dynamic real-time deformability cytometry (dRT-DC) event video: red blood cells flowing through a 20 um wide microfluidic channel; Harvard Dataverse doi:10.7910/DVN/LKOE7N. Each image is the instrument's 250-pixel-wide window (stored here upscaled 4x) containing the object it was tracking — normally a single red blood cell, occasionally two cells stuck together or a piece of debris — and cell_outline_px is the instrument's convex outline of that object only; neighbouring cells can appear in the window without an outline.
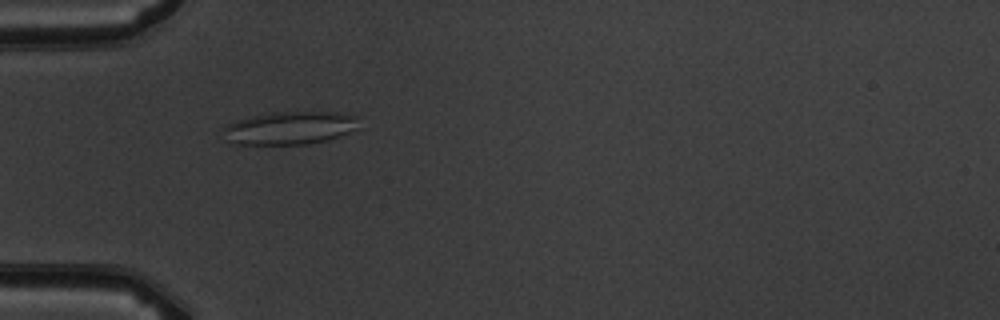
{"species": "common noctule bat (a hibernating species)", "species_latin": "Nyctalus noctula", "temperature_condition": "warm", "stored_images_in_passage": 4, "camera_frame_rate_fps": 3000, "um_per_image_px": 0.085, "animal": {"sex": "male", "body_mass_g": 19.5, "forearm_length_mm": 54.6}, "frame": {"image": 1, "passage_image": 3, "time_ms": 2.333, "image_size_px": [1000, 320], "cell_outline_px": [[360, 116], [356, 128], [340, 136], [328, 140], [308, 144], [232, 144], [228, 140], [224, 128], [228, 124], [236, 120], [268, 112], [336, 112]], "centroid_in_image_um": [24.67, 10.87], "position_along_channel_um": 60.3, "area_um2": 26.01}}
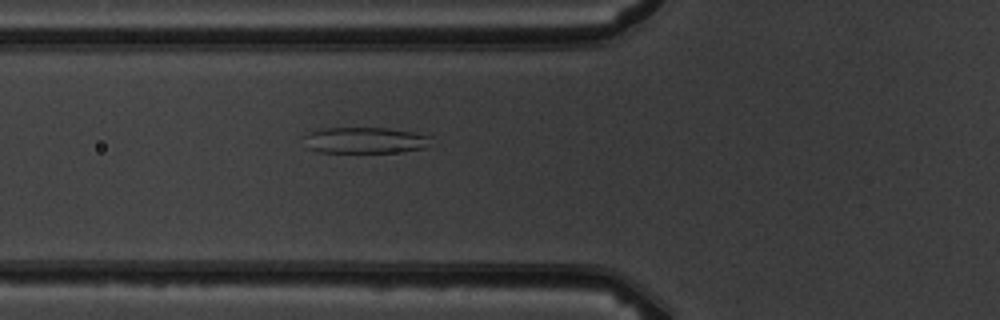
{"frame": {"image": 2, "passage_image": 4, "time_ms": 3.333, "image_size_px": [1000, 320], "cell_outline_px": [[432, 136], [428, 148], [404, 152], [320, 152], [308, 148], [304, 136], [308, 132], [324, 128], [388, 128]], "centroid_in_image_um": [31.07, 11.93], "position_along_channel_um": 94.7, "area_um2": 19.42}}